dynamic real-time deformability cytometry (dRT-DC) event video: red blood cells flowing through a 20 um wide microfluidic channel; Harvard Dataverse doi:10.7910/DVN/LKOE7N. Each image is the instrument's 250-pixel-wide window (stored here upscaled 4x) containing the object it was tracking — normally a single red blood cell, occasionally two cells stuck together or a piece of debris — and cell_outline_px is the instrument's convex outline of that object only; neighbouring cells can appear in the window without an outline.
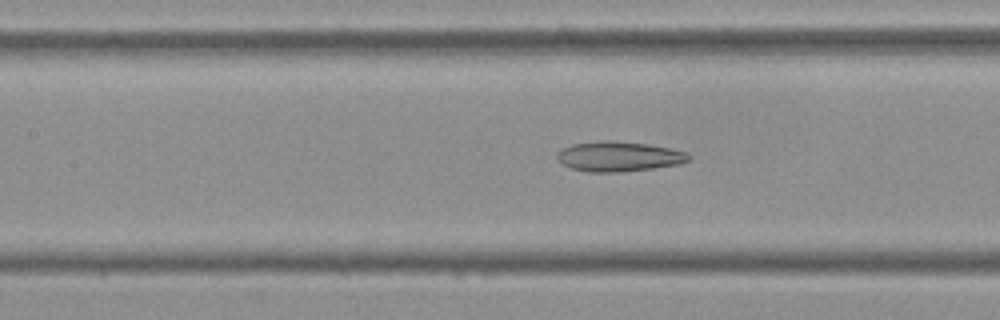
{"species": "Egyptian fruit bat (a non-hibernating species)", "species_latin": "Rousettus aegyptiacus", "temperature_condition": "cold", "stored_images_in_passage": 54, "camera_frame_rate_fps": 3000, "um_per_image_px": 0.085, "frame": {"image": 1, "passage_image": 24, "time_ms": 7.667, "image_size_px": [1000, 320], "cell_outline_px": [[688, 160], [680, 164], [652, 168], [620, 172], [588, 172], [572, 168], [560, 164], [556, 160], [556, 152], [560, 148], [572, 144], [600, 140], [608, 140], [648, 144], [672, 148], [684, 152], [688, 156]], "centroid_in_image_um": [52.5, 13.29], "position_along_channel_um": 154.9, "area_um2": 23.12}}
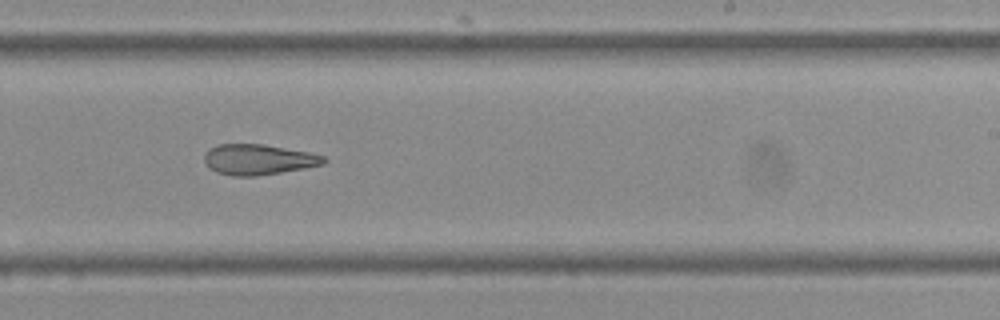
{"frame": {"image": 2, "passage_image": 33, "time_ms": 10.667, "image_size_px": [1000, 320], "cell_outline_px": [[328, 160], [324, 164], [304, 168], [256, 176], [232, 176], [216, 172], [204, 160], [204, 156], [208, 148], [216, 144], [264, 144], [308, 152], [324, 156]], "centroid_in_image_um": [21.96, 13.55], "position_along_channel_um": 267.0, "area_um2": 21.15}}
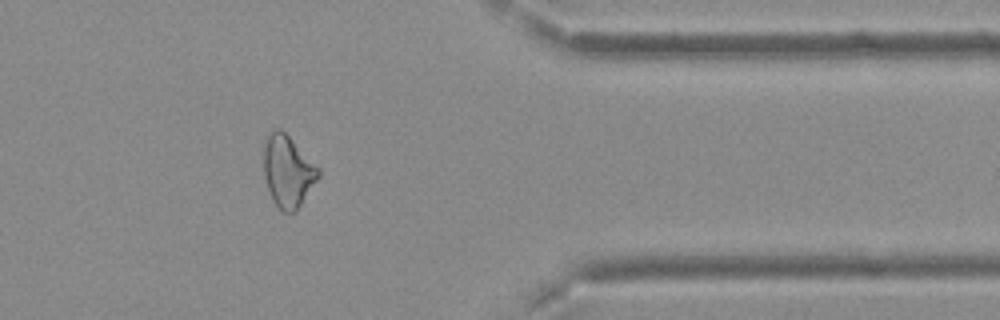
{"frame": {"image": 3, "passage_image": 44, "time_ms": 14.333, "image_size_px": [1000, 320], "cell_outline_px": [[320, 176], [296, 212], [284, 212], [272, 200], [264, 176], [260, 148], [264, 140], [272, 128], [280, 128], [320, 168]], "centroid_in_image_um": [24.42, 14.51], "position_along_channel_um": 387.0, "area_um2": 23.35}, "authors_computed_cell_mechanics": {"area_um2": 24.6806, "velocity_mm_per_s": 3.7441, "shape_relaxation_time_tau1_ms": null, "shape_relaxation_time_tau2_ms": 4.8845, "deformation_change_tau1": null, "deformation_change_tau2": 0.1434}}